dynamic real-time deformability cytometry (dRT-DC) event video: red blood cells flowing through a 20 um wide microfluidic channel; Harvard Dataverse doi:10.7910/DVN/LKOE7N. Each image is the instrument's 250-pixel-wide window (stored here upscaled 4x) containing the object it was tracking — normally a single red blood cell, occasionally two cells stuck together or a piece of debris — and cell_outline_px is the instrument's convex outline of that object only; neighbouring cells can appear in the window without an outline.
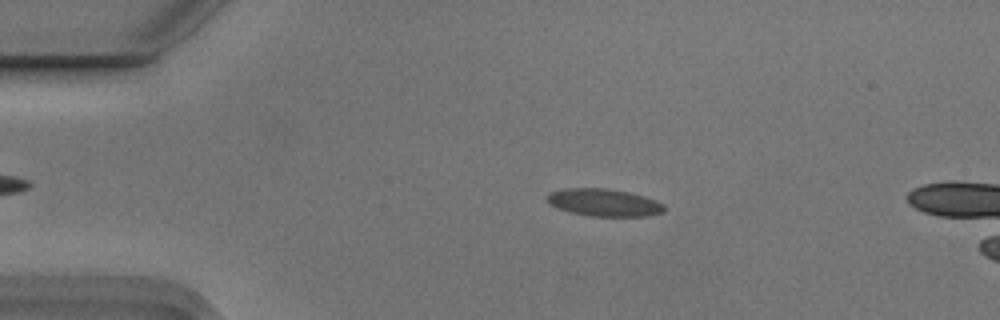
{"species": "Egyptian fruit bat (a non-hibernating species)", "species_latin": "Rousettus aegyptiacus", "temperature_condition": "cold", "stored_images_in_passage": 4, "camera_frame_rate_fps": 3000, "um_per_image_px": 0.085, "animal": {"sex": "male"}, "frame": {"image": 1, "passage_image": 2, "time_ms": 0.333, "image_size_px": [1000, 320], "cell_outline_px": [[664, 212], [648, 216], [588, 216], [556, 208], [548, 204], [544, 196], [548, 192], [564, 188], [608, 188], [628, 192], [644, 196], [656, 200], [664, 204]], "centroid_in_image_um": [51.28, 17.21], "position_along_channel_um": 33.7, "area_um2": 19.02}}